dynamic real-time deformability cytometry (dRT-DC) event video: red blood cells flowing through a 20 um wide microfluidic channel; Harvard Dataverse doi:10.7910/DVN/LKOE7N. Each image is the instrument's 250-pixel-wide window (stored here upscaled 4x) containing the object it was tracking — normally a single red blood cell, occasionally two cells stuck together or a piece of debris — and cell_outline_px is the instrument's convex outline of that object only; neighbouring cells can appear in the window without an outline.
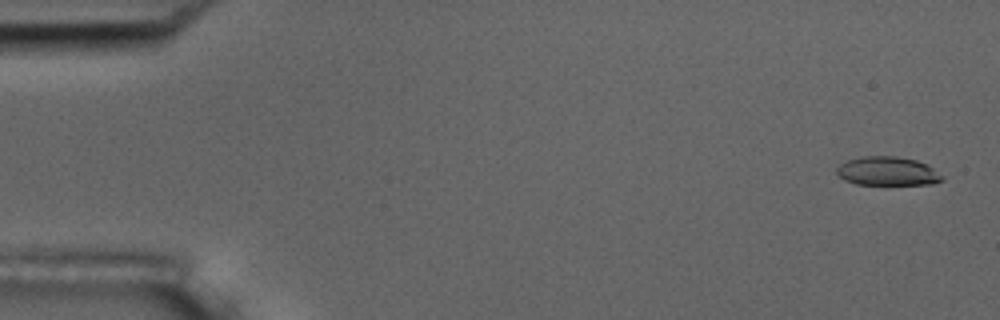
{"species": "common noctule bat (a hibernating species)", "species_latin": "Nyctalus noctula", "temperature_condition": "room temperature", "stored_images_in_passage": 4, "camera_frame_rate_fps": 3000, "um_per_image_px": 0.085, "animal": {"sex": "male", "body_mass_g": 17.5, "forearm_length_mm": 52.3}, "frame": {"image": 1, "passage_image": 1, "time_ms": 0.0, "image_size_px": [1000, 320], "cell_outline_px": [[944, 180], [932, 184], [856, 184], [844, 180], [836, 172], [836, 168], [840, 164], [848, 160], [860, 156], [896, 156], [916, 160], [928, 164], [944, 176]], "centroid_in_image_um": [75.46, 14.54], "position_along_channel_um": 9.5, "area_um2": 17.8}}